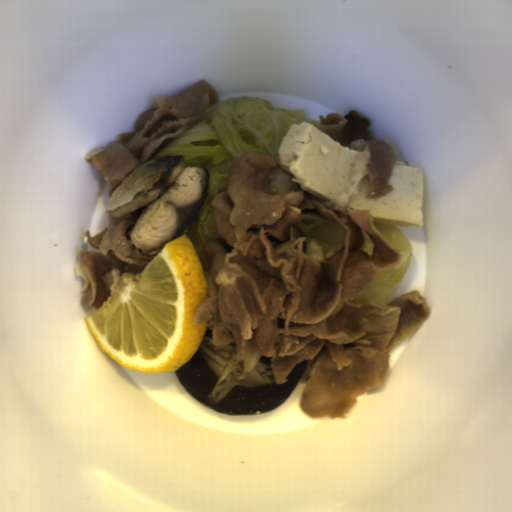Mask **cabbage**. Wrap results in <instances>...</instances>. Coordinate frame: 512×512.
<instances>
[{"label":"cabbage","instance_id":"f4c42f77","mask_svg":"<svg viewBox=\"0 0 512 512\" xmlns=\"http://www.w3.org/2000/svg\"><path fill=\"white\" fill-rule=\"evenodd\" d=\"M374 225L383 238L400 251V263L396 267L383 268L378 272L360 293L357 301L360 304L385 305L389 295L407 271L414 256V249L405 233L398 226L380 223H374Z\"/></svg>","mask_w":512,"mask_h":512},{"label":"cabbage","instance_id":"4295e07d","mask_svg":"<svg viewBox=\"0 0 512 512\" xmlns=\"http://www.w3.org/2000/svg\"><path fill=\"white\" fill-rule=\"evenodd\" d=\"M303 122L318 127L319 119L300 109H278L272 101L243 95L218 102L205 119L157 155L155 159L183 156L185 167L203 166L210 175L206 199L186 234L197 253L199 247L218 238L211 203L227 186L229 161L247 154L279 158L289 127Z\"/></svg>","mask_w":512,"mask_h":512},{"label":"cabbage","instance_id":"31cb4dd1","mask_svg":"<svg viewBox=\"0 0 512 512\" xmlns=\"http://www.w3.org/2000/svg\"><path fill=\"white\" fill-rule=\"evenodd\" d=\"M307 239V257L323 262L343 249L345 237L335 222L303 213L294 223Z\"/></svg>","mask_w":512,"mask_h":512}]
</instances>
